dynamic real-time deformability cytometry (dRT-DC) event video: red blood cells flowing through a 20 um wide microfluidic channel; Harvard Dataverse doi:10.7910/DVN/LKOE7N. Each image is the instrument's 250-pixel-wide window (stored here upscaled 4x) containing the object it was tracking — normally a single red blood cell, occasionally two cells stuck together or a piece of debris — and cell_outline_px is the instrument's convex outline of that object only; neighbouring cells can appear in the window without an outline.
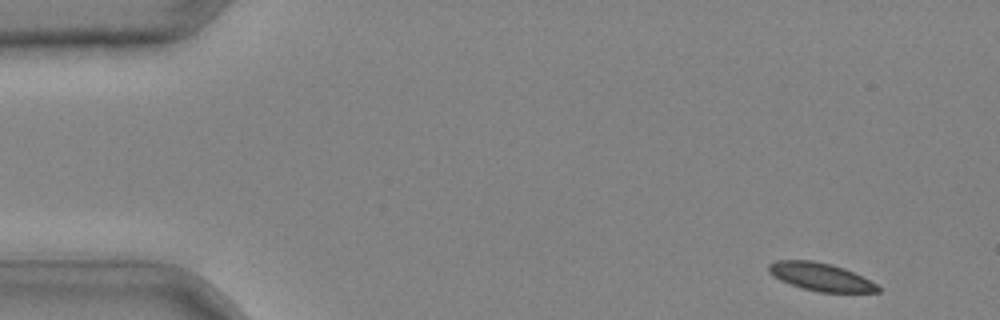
{"species": "common noctule bat (a hibernating species)", "species_latin": "Nyctalus noctula", "temperature_condition": "cold", "stored_images_in_passage": 41, "camera_frame_rate_fps": 3000, "um_per_image_px": 0.085, "animal": {"sex": "male", "body_mass_g": 20.4}, "frame": {"image": 1, "passage_image": 2, "time_ms": 0.333, "image_size_px": [1000, 320], "cell_outline_px": [[880, 292], [820, 292], [804, 288], [780, 280], [772, 276], [768, 272], [768, 264], [776, 260], [812, 260], [832, 264], [844, 268], [876, 284], [880, 288]], "centroid_in_image_um": [69.71, 23.52], "position_along_channel_um": 15.3, "area_um2": 17.57}}
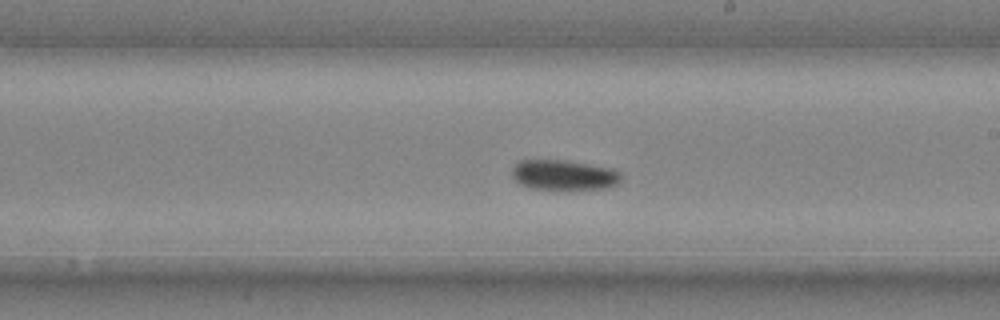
{"frame": {"image": 2, "passage_image": 24, "time_ms": 7.667, "image_size_px": [1000, 320], "cell_outline_px": [[620, 184], [608, 188], [532, 188], [520, 184], [512, 176], [512, 168], [520, 160], [568, 160], [612, 168], [620, 172]], "centroid_in_image_um": [47.95, 14.85], "position_along_channel_um": 241.0, "area_um2": 18.96}}
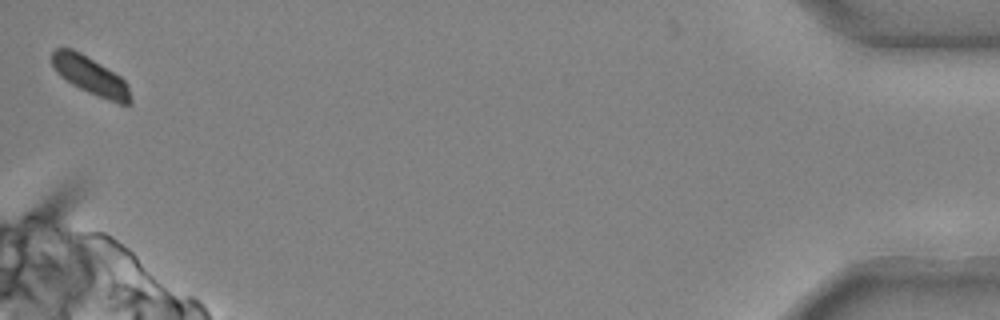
{"frame": {"image": 3, "passage_image": 41, "time_ms": 13.333, "image_size_px": [1000, 320], "cell_outline_px": [[132, 104], [120, 104], [108, 100], [88, 92], [72, 84], [60, 76], [56, 72], [52, 64], [52, 52], [56, 48], [72, 48], [80, 52], [120, 76], [128, 84], [132, 100]], "centroid_in_image_um": [7.7, 6.44], "position_along_channel_um": 427.5, "area_um2": 17.28}}